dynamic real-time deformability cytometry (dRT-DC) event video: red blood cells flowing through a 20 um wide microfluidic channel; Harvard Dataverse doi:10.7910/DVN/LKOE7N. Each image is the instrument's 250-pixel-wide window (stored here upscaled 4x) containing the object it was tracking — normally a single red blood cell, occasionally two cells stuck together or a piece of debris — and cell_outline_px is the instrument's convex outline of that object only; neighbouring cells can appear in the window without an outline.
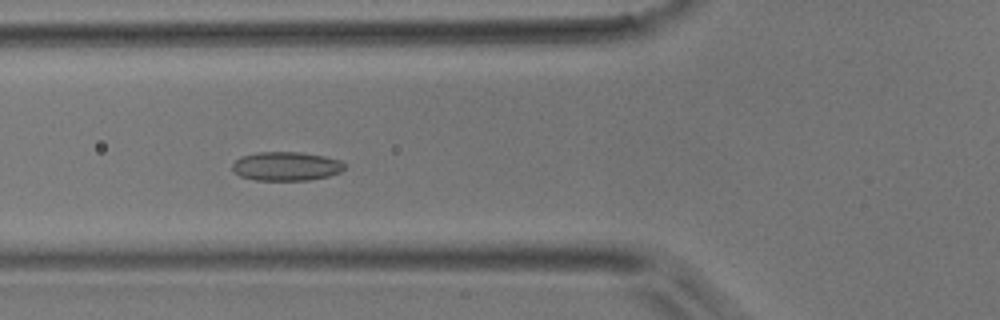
{"species": "common noctule bat (a hibernating species)", "species_latin": "Nyctalus noctula", "temperature_condition": "room temperature", "stored_images_in_passage": 50, "camera_frame_rate_fps": 3000, "um_per_image_px": 0.085, "animal": {"sex": "male", "body_mass_g": 17.9}, "frame": {"image": 1, "passage_image": 18, "time_ms": 5.667, "image_size_px": [1000, 320], "cell_outline_px": [[344, 168], [340, 172], [328, 176], [308, 180], [256, 180], [240, 176], [232, 172], [232, 164], [240, 156], [256, 152], [300, 152], [324, 156], [340, 160], [344, 164]], "centroid_in_image_um": [24.28, 14.12], "position_along_channel_um": 101.5, "area_um2": 18.96}}
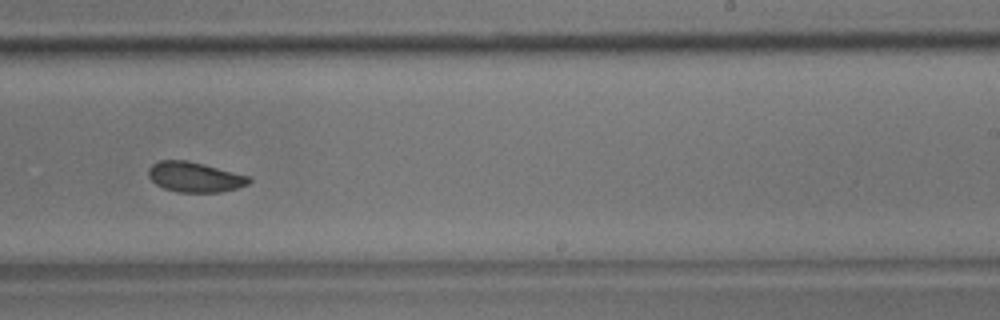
{"frame": {"image": 2, "passage_image": 31, "time_ms": 10.0, "image_size_px": [1000, 320], "cell_outline_px": [[252, 180], [248, 184], [236, 188], [220, 192], [176, 192], [164, 188], [156, 184], [148, 176], [148, 168], [152, 164], [160, 160], [188, 160], [204, 164], [248, 176]], "centroid_in_image_um": [16.52, 15.04], "position_along_channel_um": 272.5, "area_um2": 17.57}}
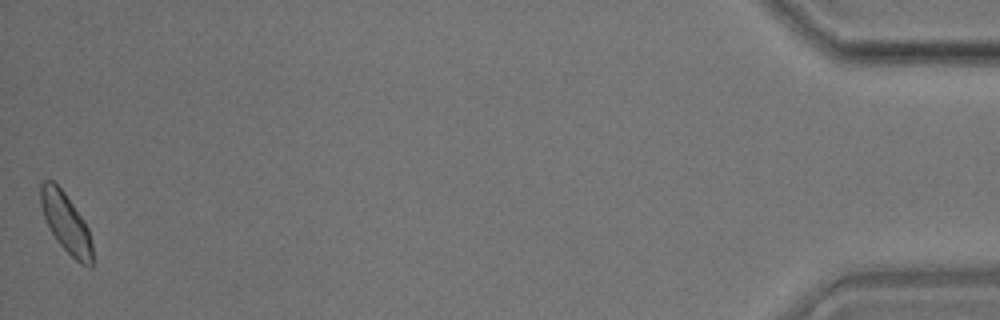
{"frame": {"image": 3, "passage_image": 50, "time_ms": 16.333, "image_size_px": [1000, 320], "cell_outline_px": [[92, 268], [88, 268], [80, 264], [56, 240], [44, 216], [40, 204], [40, 184], [44, 180], [52, 180], [64, 192], [84, 220], [88, 228], [92, 244]], "centroid_in_image_um": [5.62, 18.95], "position_along_channel_um": 429.6, "area_um2": 17.8}}